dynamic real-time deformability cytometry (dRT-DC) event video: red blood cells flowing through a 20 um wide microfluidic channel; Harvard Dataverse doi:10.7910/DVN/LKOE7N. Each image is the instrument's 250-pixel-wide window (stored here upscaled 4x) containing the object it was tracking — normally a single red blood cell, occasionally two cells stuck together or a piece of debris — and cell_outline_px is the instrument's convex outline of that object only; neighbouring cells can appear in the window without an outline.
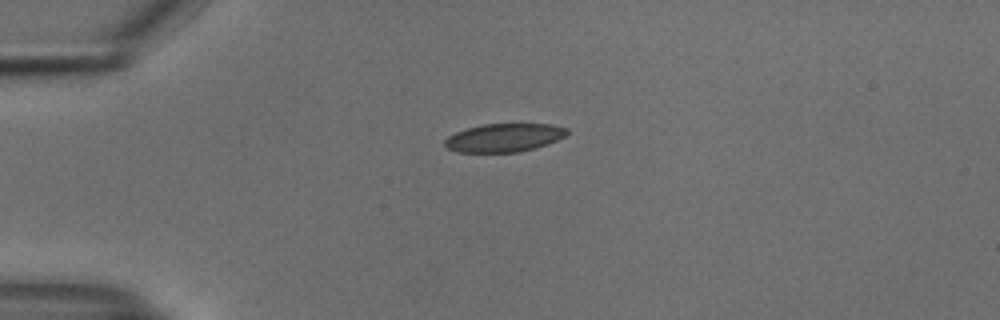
{"species": "common noctule bat (a hibernating species)", "species_latin": "Nyctalus noctula", "temperature_condition": "cold", "stored_images_in_passage": 41, "camera_frame_rate_fps": 3000, "um_per_image_px": 0.085, "animal": {"sex": "male", "body_mass_g": 18.8}, "frame": {"image": 1, "passage_image": 1, "time_ms": 0.0, "image_size_px": [1000, 320], "cell_outline_px": [[568, 132], [564, 136], [556, 140], [520, 152], [456, 152], [448, 148], [444, 144], [444, 140], [448, 136], [456, 132], [468, 128], [484, 124], [552, 124], [568, 128]], "centroid_in_image_um": [42.82, 11.7], "position_along_channel_um": 42.2, "area_um2": 19.94}}
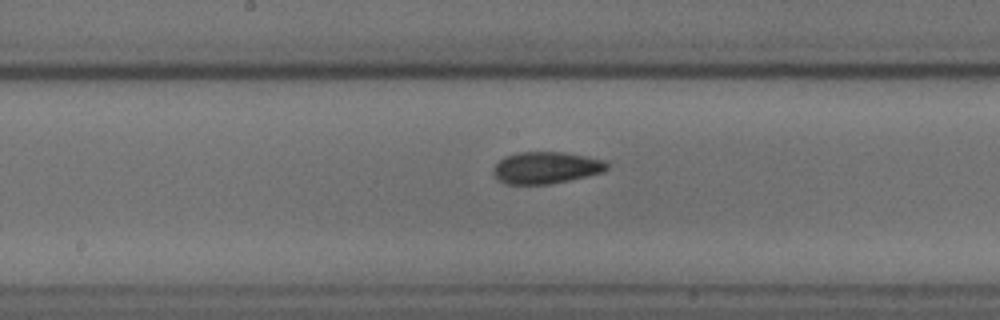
{"frame": {"image": 2, "passage_image": 16, "time_ms": 5.0, "image_size_px": [1000, 320], "cell_outline_px": [[608, 168], [604, 172], [568, 180], [548, 184], [508, 184], [496, 180], [492, 172], [492, 168], [504, 156], [516, 152], [564, 152], [608, 160]], "centroid_in_image_um": [46.4, 14.24], "position_along_channel_um": 201.8, "area_um2": 21.33}}
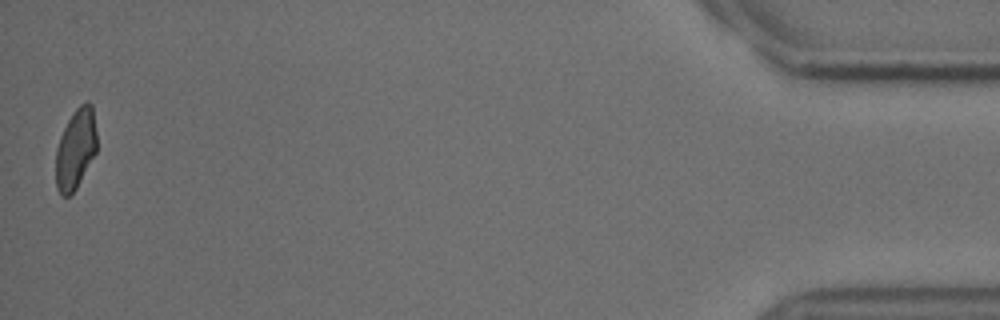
{"frame": {"image": 3, "passage_image": 41, "time_ms": 13.333, "image_size_px": [1000, 320], "cell_outline_px": [[96, 152], [76, 188], [68, 196], [64, 196], [56, 188], [56, 148], [60, 136], [72, 112], [80, 104], [88, 100], [92, 104], [96, 132]], "centroid_in_image_um": [6.43, 12.62], "position_along_channel_um": 428.8, "area_um2": 19.07}, "authors_computed_cell_mechanics": {"area_um2": 20.8658, "velocity_mm_per_s": 3.7461, "shape_relaxation_time_tau1_ms": 5.8873, "shape_relaxation_time_tau2_ms": 2.2554, "deformation_change_tau1": 0.1339, "deformation_change_tau2": 0.0557}}